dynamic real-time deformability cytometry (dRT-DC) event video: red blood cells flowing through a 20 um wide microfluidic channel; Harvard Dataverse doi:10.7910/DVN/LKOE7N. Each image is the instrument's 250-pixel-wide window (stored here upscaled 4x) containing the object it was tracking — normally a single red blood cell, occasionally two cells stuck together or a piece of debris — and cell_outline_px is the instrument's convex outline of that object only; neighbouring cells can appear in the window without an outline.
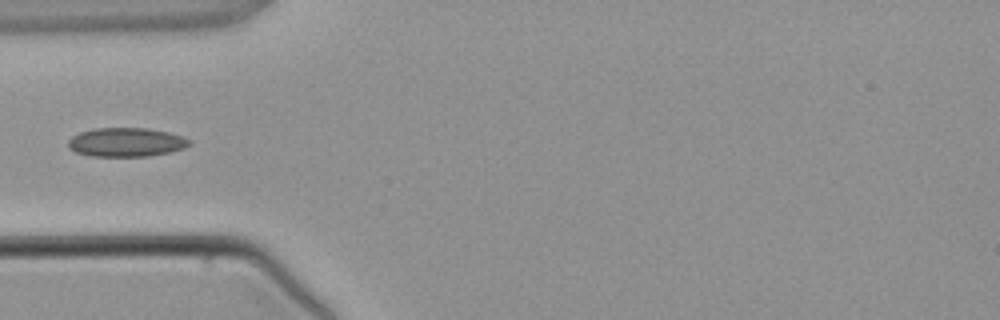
{"species": "common noctule bat (a hibernating species)", "species_latin": "Nyctalus noctula", "temperature_condition": "warm", "stored_images_in_passage": 3, "camera_frame_rate_fps": 3000, "um_per_image_px": 0.085, "animal": {"sex": "male", "body_mass_g": 21.5, "forearm_length_mm": 52.0}, "frame": {"image": 1, "passage_image": 2, "time_ms": 1.333, "image_size_px": [1000, 320], "cell_outline_px": [[192, 144], [184, 148], [172, 152], [148, 156], [92, 156], [76, 152], [68, 148], [68, 140], [72, 136], [80, 132], [96, 128], [148, 128], [168, 132], [192, 140]], "centroid_in_image_um": [10.74, 12.09], "position_along_channel_um": 74.3, "area_um2": 20.52}}
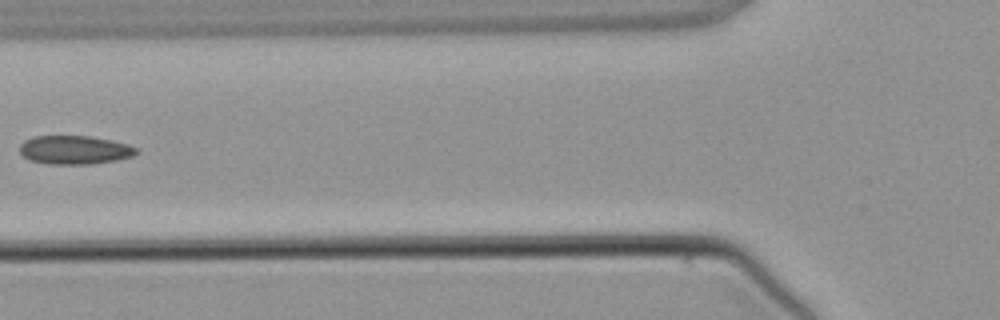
{"frame": {"image": 2, "passage_image": 3, "time_ms": 2.333, "image_size_px": [1000, 320], "cell_outline_px": [[140, 152], [132, 156], [116, 160], [92, 164], [52, 164], [28, 160], [20, 152], [20, 144], [24, 140], [32, 136], [88, 136], [112, 140], [128, 144], [140, 148]], "centroid_in_image_um": [6.37, 12.74], "position_along_channel_um": 119.4, "area_um2": 19.65}}